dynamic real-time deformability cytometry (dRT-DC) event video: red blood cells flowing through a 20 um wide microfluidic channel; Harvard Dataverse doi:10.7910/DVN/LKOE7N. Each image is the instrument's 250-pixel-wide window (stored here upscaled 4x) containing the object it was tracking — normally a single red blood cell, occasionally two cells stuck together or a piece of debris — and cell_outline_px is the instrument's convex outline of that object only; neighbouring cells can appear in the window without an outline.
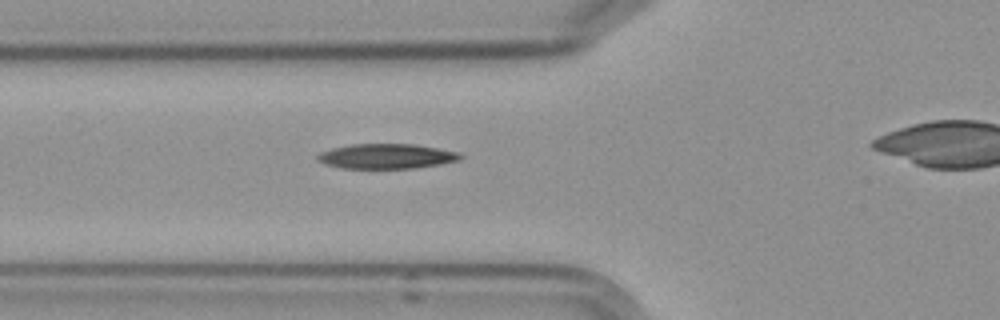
{"species": "Egyptian fruit bat (a non-hibernating species)", "species_latin": "Rousettus aegyptiacus", "temperature_condition": "cold", "stored_images_in_passage": 4, "camera_frame_rate_fps": 3000, "um_per_image_px": 0.085, "frame": {"image": 1, "passage_image": 3, "time_ms": 2.333, "image_size_px": [1000, 320], "cell_outline_px": [[464, 156], [460, 160], [440, 164], [416, 168], [340, 168], [324, 164], [316, 160], [316, 156], [320, 152], [332, 148], [352, 144], [416, 144], [460, 152]], "centroid_in_image_um": [32.86, 13.28], "position_along_channel_um": 92.9, "area_um2": 20.92}}